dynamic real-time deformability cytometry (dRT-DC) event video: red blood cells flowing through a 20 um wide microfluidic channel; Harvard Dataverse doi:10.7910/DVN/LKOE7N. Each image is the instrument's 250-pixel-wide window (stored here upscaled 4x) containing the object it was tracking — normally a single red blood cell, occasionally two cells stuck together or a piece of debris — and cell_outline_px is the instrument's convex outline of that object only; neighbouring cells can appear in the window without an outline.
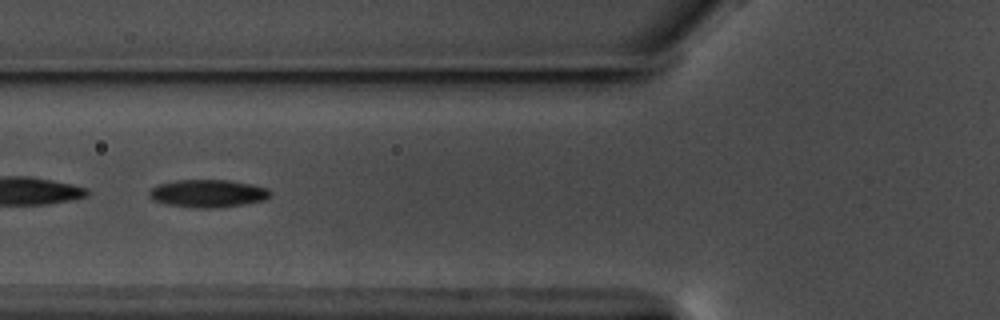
{"species": "common noctule bat (a hibernating species)", "species_latin": "Nyctalus noctula", "temperature_condition": "warm", "stored_images_in_passage": 46, "segment_of_instrument_passage": [1, 2], "camera_frame_rate_fps": 3000, "um_per_image_px": 0.085, "animal": {"sex": "male", "body_mass_g": 17.5, "forearm_length_mm": 52.3}, "frame": {"image": 1, "passage_image": 9, "time_ms": 2.667, "image_size_px": [1000, 320], "cell_outline_px": [[272, 196], [264, 200], [244, 204], [212, 208], [200, 208], [168, 204], [152, 200], [148, 196], [148, 192], [152, 188], [160, 184], [176, 180], [228, 180], [252, 184], [268, 188], [272, 192]], "centroid_in_image_um": [17.7, 16.44], "position_along_channel_um": 108.1, "area_um2": 19.54}}
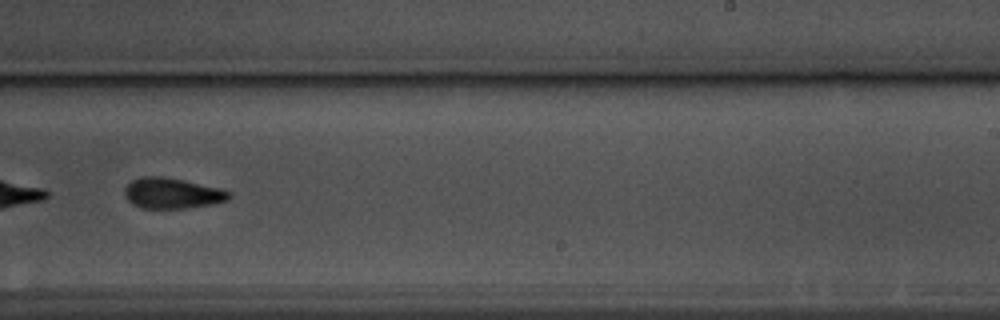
{"frame": {"image": 2, "passage_image": 23, "time_ms": 7.333, "image_size_px": [1000, 320], "cell_outline_px": [[232, 196], [228, 200], [212, 204], [184, 208], [144, 208], [132, 204], [128, 200], [124, 192], [124, 188], [132, 180], [144, 176], [164, 176], [184, 180], [220, 188], [232, 192]], "centroid_in_image_um": [14.65, 16.42], "position_along_channel_um": 274.3, "area_um2": 18.67}}
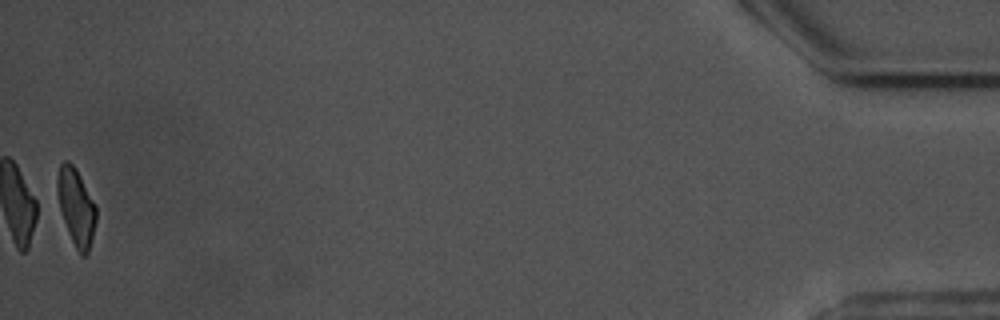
{"frame": {"image": 3, "passage_image": 44, "time_ms": 14.333, "image_size_px": [1000, 320], "cell_outline_px": [[96, 220], [88, 252], [84, 256], [80, 256], [68, 232], [60, 208], [56, 192], [56, 180], [60, 164], [64, 160], [68, 160], [76, 168], [96, 204]], "centroid_in_image_um": [6.46, 17.54], "position_along_channel_um": 428.7, "area_um2": 17.4}}